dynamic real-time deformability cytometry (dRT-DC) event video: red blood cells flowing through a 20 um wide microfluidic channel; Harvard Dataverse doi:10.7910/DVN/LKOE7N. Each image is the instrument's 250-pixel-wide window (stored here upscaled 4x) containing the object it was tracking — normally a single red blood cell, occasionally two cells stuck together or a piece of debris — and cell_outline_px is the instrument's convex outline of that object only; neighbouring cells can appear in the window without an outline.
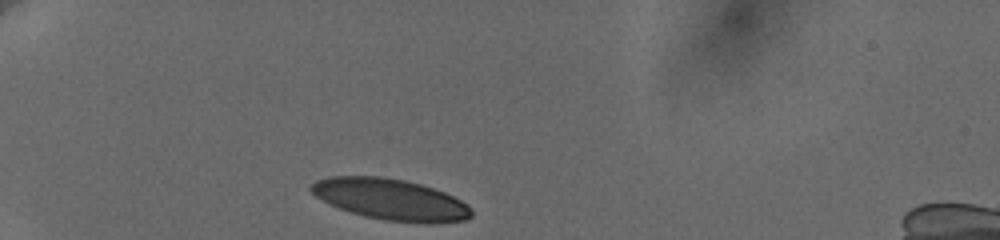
{"species": "human", "species_latin": "Homo sapiens", "temperature_condition": "cold", "stored_images_in_passage": 34, "camera_frame_rate_fps": 3000, "um_per_image_px": 0.085, "donor": {"sex": "female"}, "frame": {"image": 1, "passage_image": 1, "time_ms": 0.0, "image_size_px": [1000, 240], "cell_outline_px": [[472, 216], [468, 220], [428, 224], [424, 224], [384, 220], [364, 216], [328, 204], [320, 200], [308, 188], [316, 180], [328, 176], [380, 176], [404, 180], [420, 184], [444, 192], [468, 204], [472, 208]], "centroid_in_image_um": [33.21, 16.96], "position_along_channel_um": 51.8, "area_um2": 38.73}}
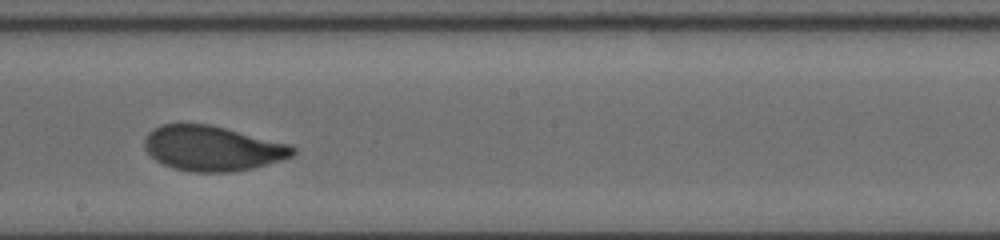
{"frame": {"image": 2, "passage_image": 19, "time_ms": 6.0, "image_size_px": [1000, 240], "cell_outline_px": [[296, 152], [292, 156], [280, 160], [252, 168], [232, 172], [192, 172], [172, 168], [156, 160], [144, 148], [144, 140], [148, 132], [152, 128], [160, 124], [208, 124], [288, 144], [296, 148]], "centroid_in_image_um": [18.01, 12.61], "position_along_channel_um": 230.2, "area_um2": 38.61}}
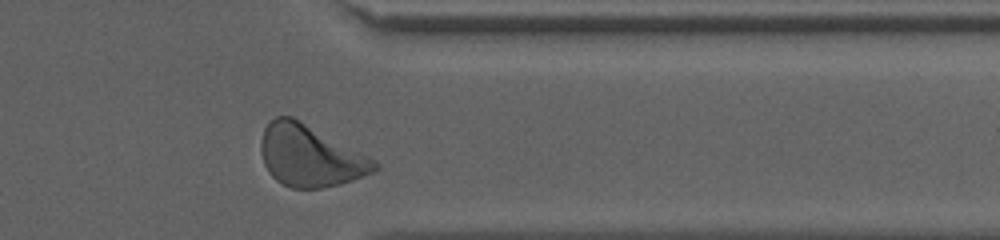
{"frame": {"image": 3, "passage_image": 32, "time_ms": 10.333, "image_size_px": [1000, 240], "cell_outline_px": [[380, 168], [376, 172], [340, 184], [320, 188], [292, 188], [276, 180], [268, 172], [264, 164], [260, 152], [260, 140], [264, 128], [276, 116], [292, 116], [300, 120], [376, 160], [380, 164]], "centroid_in_image_um": [26.36, 13.25], "position_along_channel_um": 385.0, "area_um2": 40.75}, "authors_computed_cell_mechanics": {"area_um2": 39.1306, "velocity_mm_per_s": 3.6074, "shape_relaxation_time_tau1_ms": 3.7633, "shape_relaxation_time_tau2_ms": 0.8057, "deformation_change_tau1": 0.1369, "deformation_change_tau2": 0.053}}